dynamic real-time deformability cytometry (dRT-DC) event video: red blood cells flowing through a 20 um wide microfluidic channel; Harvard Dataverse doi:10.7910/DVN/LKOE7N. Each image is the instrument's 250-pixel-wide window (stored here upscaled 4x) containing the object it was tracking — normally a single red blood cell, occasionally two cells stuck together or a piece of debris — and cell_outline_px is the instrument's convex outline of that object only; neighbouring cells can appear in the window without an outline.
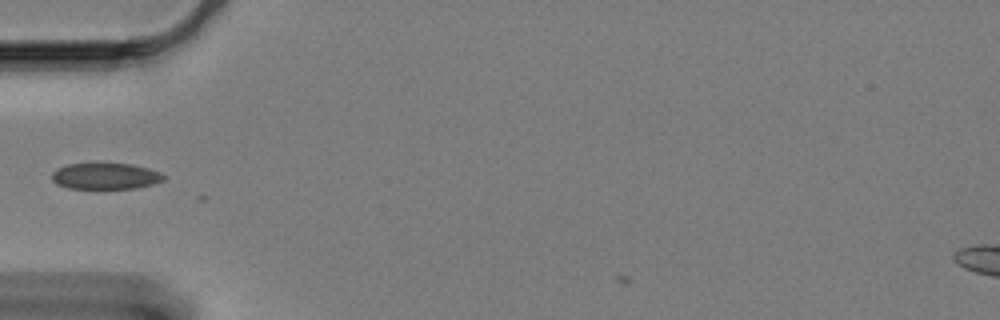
{"species": "Egyptian fruit bat (a non-hibernating species)", "species_latin": "Rousettus aegyptiacus", "temperature_condition": "cold", "stored_images_in_passage": 32, "camera_frame_rate_fps": 3000, "um_per_image_px": 0.085, "animal": {"sex": "female"}, "frame": {"image": 1, "passage_image": 1, "time_ms": 0.0, "image_size_px": [1000, 320], "cell_outline_px": [[164, 180], [152, 184], [136, 188], [68, 188], [56, 184], [52, 180], [52, 172], [56, 168], [68, 164], [132, 164], [148, 168], [160, 172], [164, 176]], "centroid_in_image_um": [8.94, 14.97], "position_along_channel_um": 76.1, "area_um2": 16.94}}
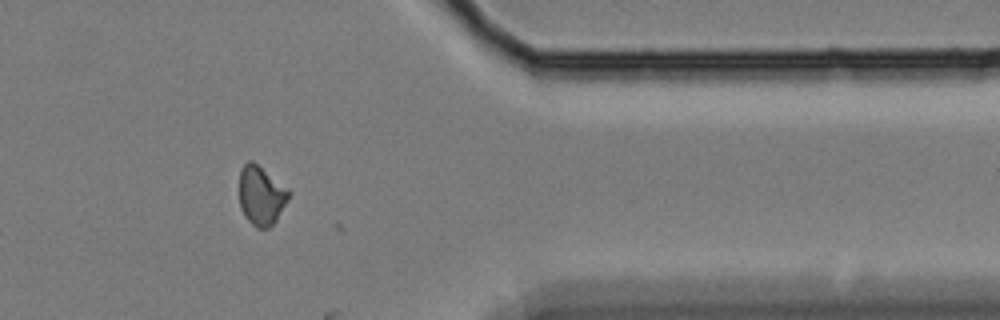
{"frame": {"image": 2, "passage_image": 31, "time_ms": 10.0, "image_size_px": [1000, 320], "cell_outline_px": [[288, 200], [276, 220], [268, 228], [256, 228], [244, 216], [240, 208], [240, 168], [248, 160], [252, 160], [288, 188]], "centroid_in_image_um": [22.18, 16.61], "position_along_channel_um": 389.2, "area_um2": 16.94}}